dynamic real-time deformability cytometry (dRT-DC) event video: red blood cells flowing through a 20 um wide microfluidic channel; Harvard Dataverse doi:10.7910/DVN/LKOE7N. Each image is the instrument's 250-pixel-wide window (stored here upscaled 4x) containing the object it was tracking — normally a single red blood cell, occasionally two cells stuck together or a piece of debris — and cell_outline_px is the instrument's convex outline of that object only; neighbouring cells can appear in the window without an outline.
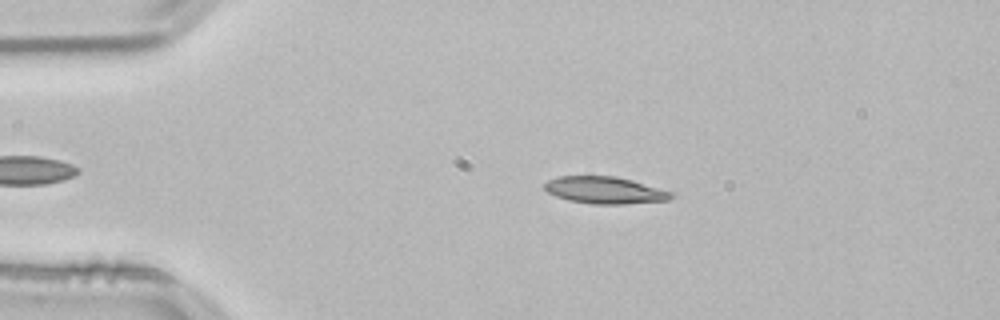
{"species": "common noctule bat (a hibernating species)", "species_latin": "Nyctalus noctula", "temperature_condition": "room temperature", "stored_images_in_passage": 46, "camera_frame_rate_fps": 3000, "um_per_image_px": 0.085, "animal": {"sex": "male", "body_mass_g": 21.5, "forearm_length_mm": 52.0}, "frame": {"image": 1, "passage_image": 10, "time_ms": 3.0, "image_size_px": [1000, 320], "cell_outline_px": [[676, 192], [668, 200], [624, 204], [592, 204], [568, 200], [556, 196], [548, 192], [544, 188], [544, 184], [548, 180], [560, 176], [616, 176], [632, 180]], "centroid_in_image_um": [51.44, 16.16], "position_along_channel_um": 33.6, "area_um2": 20.0}}
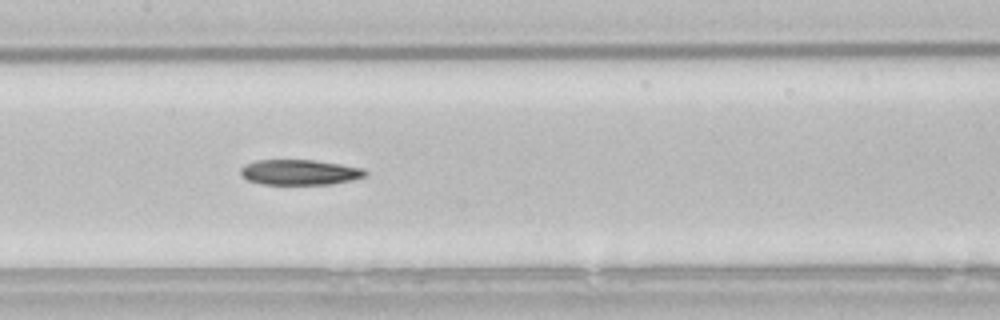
{"frame": {"image": 2, "passage_image": 25, "time_ms": 8.0, "image_size_px": [1000, 320], "cell_outline_px": [[368, 172], [364, 176], [352, 180], [332, 184], [260, 184], [248, 180], [240, 176], [240, 168], [244, 164], [256, 160], [312, 160], [340, 164], [364, 168]], "centroid_in_image_um": [25.44, 14.64], "position_along_channel_um": 182.0, "area_um2": 18.5}}
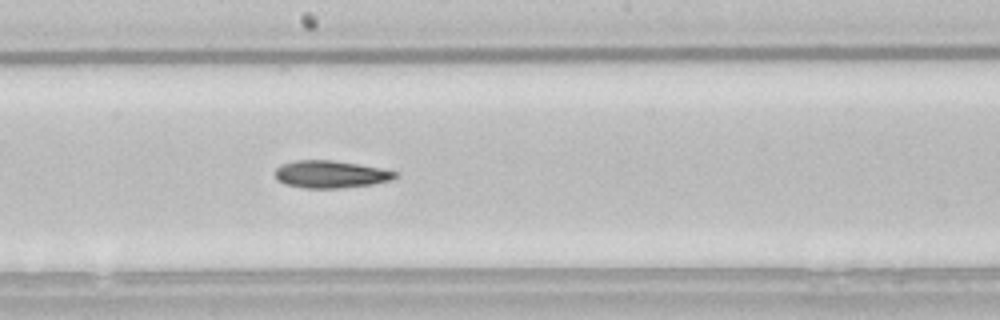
{"frame": {"image": 3, "passage_image": 28, "time_ms": 9.0, "image_size_px": [1000, 320], "cell_outline_px": [[400, 176], [392, 180], [372, 184], [340, 188], [304, 188], [284, 184], [276, 180], [276, 168], [280, 164], [296, 160], [332, 160], [380, 168], [396, 172]], "centroid_in_image_um": [28.08, 14.82], "position_along_channel_um": 220.1, "area_um2": 19.19}}